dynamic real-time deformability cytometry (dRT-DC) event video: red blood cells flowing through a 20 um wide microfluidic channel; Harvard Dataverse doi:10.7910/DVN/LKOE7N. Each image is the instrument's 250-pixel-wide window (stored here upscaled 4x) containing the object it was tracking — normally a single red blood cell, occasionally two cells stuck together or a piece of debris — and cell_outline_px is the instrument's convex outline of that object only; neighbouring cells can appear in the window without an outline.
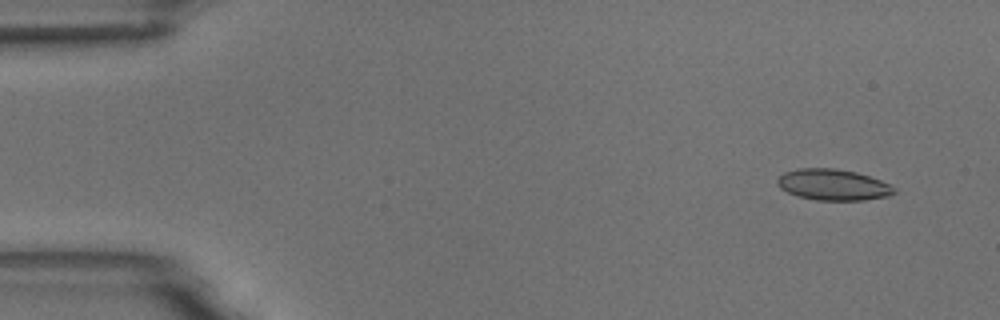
{"species": "common noctule bat (a hibernating species)", "species_latin": "Nyctalus noctula", "temperature_condition": "room temperature", "stored_images_in_passage": 8, "camera_frame_rate_fps": 3000, "um_per_image_px": 0.085, "animal": {"sex": "male", "body_mass_g": 18.8}, "frame": {"image": 1, "passage_image": 1, "time_ms": 0.0, "image_size_px": [1000, 320], "cell_outline_px": [[896, 192], [888, 196], [864, 200], [816, 200], [796, 196], [780, 188], [776, 184], [776, 180], [784, 172], [796, 168], [836, 168], [856, 172], [880, 180], [896, 188]], "centroid_in_image_um": [70.78, 15.7], "position_along_channel_um": 14.2, "area_um2": 21.27}}